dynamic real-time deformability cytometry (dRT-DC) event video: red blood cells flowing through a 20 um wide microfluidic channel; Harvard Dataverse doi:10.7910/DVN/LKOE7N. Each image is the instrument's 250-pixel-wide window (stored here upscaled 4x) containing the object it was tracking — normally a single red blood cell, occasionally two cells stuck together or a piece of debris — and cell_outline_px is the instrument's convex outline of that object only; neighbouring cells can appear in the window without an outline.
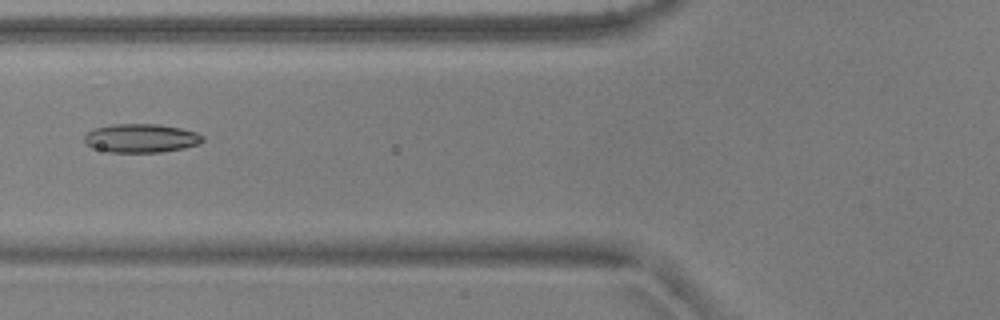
{"species": "common noctule bat (a hibernating species)", "species_latin": "Nyctalus noctula", "temperature_condition": "warm", "stored_images_in_passage": 5, "camera_frame_rate_fps": 3000, "um_per_image_px": 0.085, "animal": {"sex": "male", "body_mass_g": 17.9, "forearm_length_mm": 54.2}, "frame": {"image": 1, "passage_image": 5, "time_ms": 1.333, "image_size_px": [1000, 320], "cell_outline_px": [[204, 140], [200, 144], [184, 148], [160, 152], [108, 152], [92, 148], [84, 140], [84, 136], [88, 132], [96, 128], [112, 124], [160, 124], [180, 128], [196, 132], [204, 136]], "centroid_in_image_um": [12.02, 11.75], "position_along_channel_um": 113.8, "area_um2": 19.83}}